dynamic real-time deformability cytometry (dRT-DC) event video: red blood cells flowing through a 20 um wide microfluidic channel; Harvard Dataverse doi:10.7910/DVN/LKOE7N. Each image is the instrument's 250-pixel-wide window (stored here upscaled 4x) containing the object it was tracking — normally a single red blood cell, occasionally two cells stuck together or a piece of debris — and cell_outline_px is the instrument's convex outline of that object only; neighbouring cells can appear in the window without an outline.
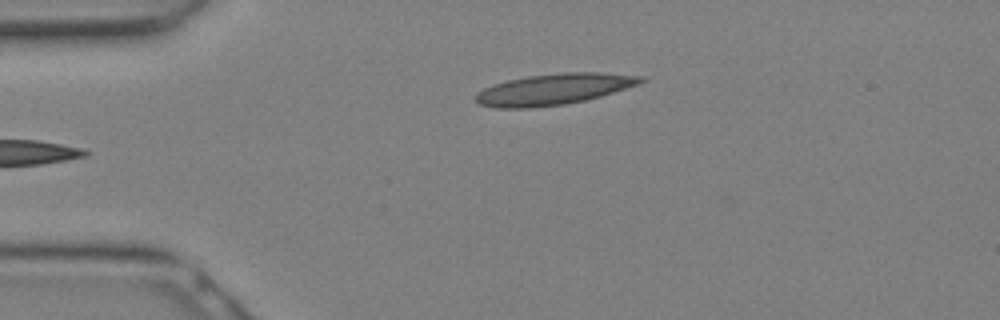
{"species": "Egyptian fruit bat (a non-hibernating species)", "species_latin": "Rousettus aegyptiacus", "temperature_condition": "warm", "stored_images_in_passage": 5, "camera_frame_rate_fps": 3000, "um_per_image_px": 0.085, "animal": {"sex": "female"}, "frame": {"image": 1, "passage_image": 1, "time_ms": 0.0, "image_size_px": [1000, 320], "cell_outline_px": [[644, 80], [640, 84], [600, 96], [584, 100], [564, 104], [528, 108], [496, 108], [476, 104], [476, 96], [484, 88], [508, 80], [528, 76], [564, 72], [604, 72], [644, 76]], "centroid_in_image_um": [47.1, 7.58], "position_along_channel_um": 37.9, "area_um2": 29.71}}
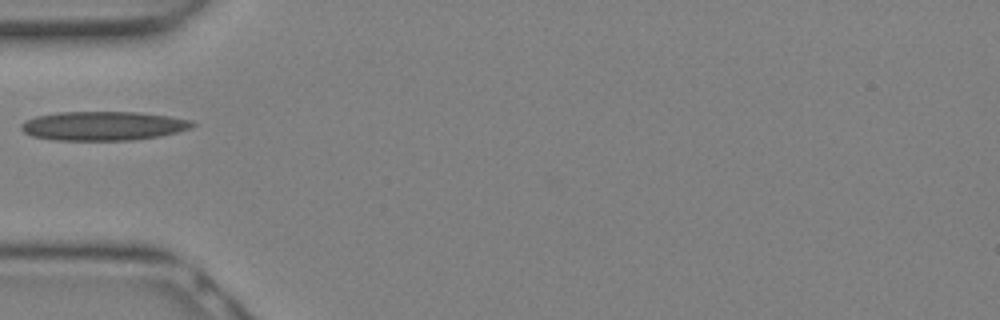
{"frame": {"image": 2, "passage_image": 4, "time_ms": 1.0, "image_size_px": [1000, 320], "cell_outline_px": [[196, 124], [192, 128], [160, 136], [136, 140], [56, 140], [32, 136], [24, 132], [20, 128], [20, 124], [24, 120], [36, 116], [56, 112], [136, 112], [168, 116], [192, 120]], "centroid_in_image_um": [8.76, 10.7], "position_along_channel_um": 76.2, "area_um2": 29.13}}